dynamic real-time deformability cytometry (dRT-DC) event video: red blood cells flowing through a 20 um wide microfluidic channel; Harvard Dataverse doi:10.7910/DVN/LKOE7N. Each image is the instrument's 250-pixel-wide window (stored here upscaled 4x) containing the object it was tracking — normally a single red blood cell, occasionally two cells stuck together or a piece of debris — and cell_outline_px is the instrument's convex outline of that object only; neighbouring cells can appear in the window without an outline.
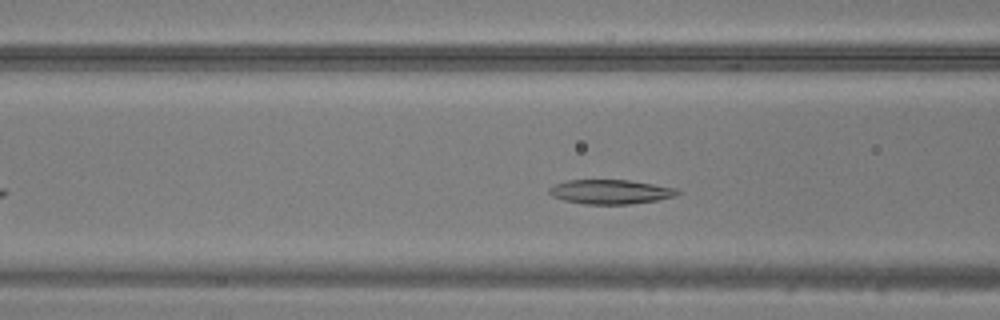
{"species": "common noctule bat (a hibernating species)", "species_latin": "Nyctalus noctula", "temperature_condition": "warm", "stored_images_in_passage": 30, "camera_frame_rate_fps": 3000, "um_per_image_px": 0.085, "animal": {"sex": "male", "body_mass_g": 20.5, "forearm_length_mm": 52.5}, "frame": {"image": 1, "passage_image": 7, "time_ms": 2.0, "image_size_px": [1000, 320], "cell_outline_px": [[680, 192], [676, 196], [656, 200], [628, 204], [584, 204], [564, 200], [552, 196], [548, 192], [548, 188], [556, 184], [568, 180], [628, 180], [676, 188]], "centroid_in_image_um": [51.87, 16.3], "position_along_channel_um": 114.7, "area_um2": 18.03}}
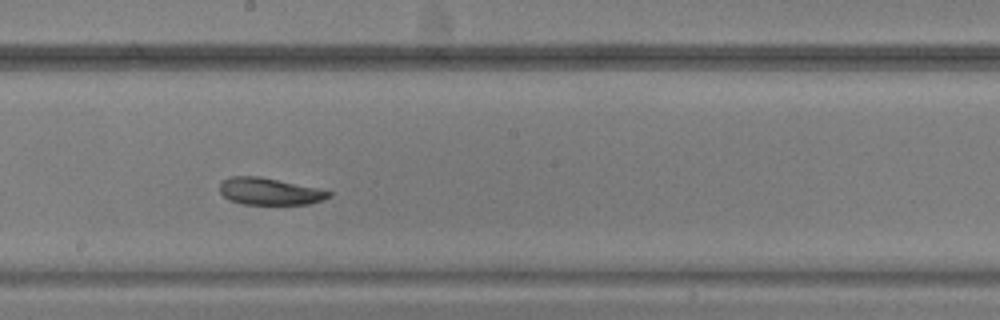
{"frame": {"image": 2, "passage_image": 15, "time_ms": 4.667, "image_size_px": [1000, 320], "cell_outline_px": [[332, 196], [324, 200], [308, 204], [244, 204], [228, 200], [220, 192], [220, 180], [228, 176], [260, 176], [316, 188], [332, 192]], "centroid_in_image_um": [22.88, 16.26], "position_along_channel_um": 225.3, "area_um2": 17.22}}
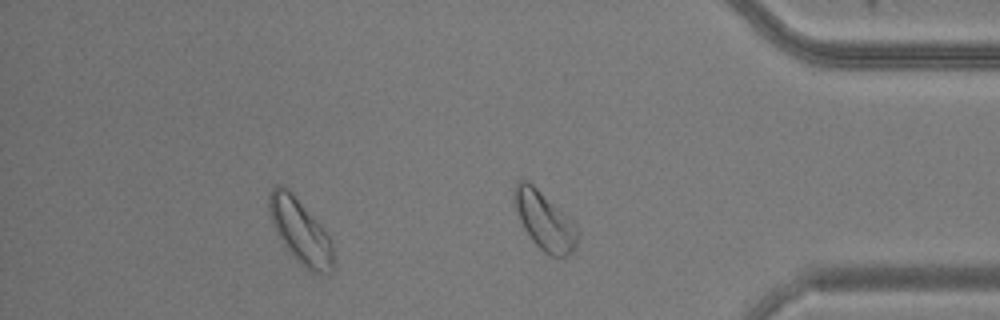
{"frame": {"image": 3, "passage_image": 28, "time_ms": 9.0, "image_size_px": [1000, 320], "cell_outline_px": [[332, 272], [328, 276], [312, 272], [304, 268], [292, 256], [276, 232], [272, 224], [268, 212], [268, 196], [272, 188], [276, 184], [280, 184], [288, 188], [292, 192], [328, 232], [332, 244]], "centroid_in_image_um": [25.52, 19.65], "position_along_channel_um": 409.7, "area_um2": 24.51}}